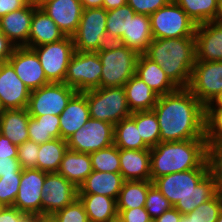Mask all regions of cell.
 <instances>
[{
    "label": "cell",
    "mask_w": 222,
    "mask_h": 222,
    "mask_svg": "<svg viewBox=\"0 0 222 222\" xmlns=\"http://www.w3.org/2000/svg\"><path fill=\"white\" fill-rule=\"evenodd\" d=\"M30 92L8 61L0 63V103L4 110L27 108Z\"/></svg>",
    "instance_id": "obj_18"
},
{
    "label": "cell",
    "mask_w": 222,
    "mask_h": 222,
    "mask_svg": "<svg viewBox=\"0 0 222 222\" xmlns=\"http://www.w3.org/2000/svg\"><path fill=\"white\" fill-rule=\"evenodd\" d=\"M22 222H36V216H27Z\"/></svg>",
    "instance_id": "obj_59"
},
{
    "label": "cell",
    "mask_w": 222,
    "mask_h": 222,
    "mask_svg": "<svg viewBox=\"0 0 222 222\" xmlns=\"http://www.w3.org/2000/svg\"><path fill=\"white\" fill-rule=\"evenodd\" d=\"M221 210L222 195L216 193L191 213L182 214L179 222H216Z\"/></svg>",
    "instance_id": "obj_38"
},
{
    "label": "cell",
    "mask_w": 222,
    "mask_h": 222,
    "mask_svg": "<svg viewBox=\"0 0 222 222\" xmlns=\"http://www.w3.org/2000/svg\"><path fill=\"white\" fill-rule=\"evenodd\" d=\"M15 48V45L0 31V63L8 61Z\"/></svg>",
    "instance_id": "obj_52"
},
{
    "label": "cell",
    "mask_w": 222,
    "mask_h": 222,
    "mask_svg": "<svg viewBox=\"0 0 222 222\" xmlns=\"http://www.w3.org/2000/svg\"><path fill=\"white\" fill-rule=\"evenodd\" d=\"M207 163L216 193L222 195V141L207 143Z\"/></svg>",
    "instance_id": "obj_40"
},
{
    "label": "cell",
    "mask_w": 222,
    "mask_h": 222,
    "mask_svg": "<svg viewBox=\"0 0 222 222\" xmlns=\"http://www.w3.org/2000/svg\"><path fill=\"white\" fill-rule=\"evenodd\" d=\"M8 62L30 90L49 84L36 52L29 47H16Z\"/></svg>",
    "instance_id": "obj_16"
},
{
    "label": "cell",
    "mask_w": 222,
    "mask_h": 222,
    "mask_svg": "<svg viewBox=\"0 0 222 222\" xmlns=\"http://www.w3.org/2000/svg\"><path fill=\"white\" fill-rule=\"evenodd\" d=\"M42 194V215H53L78 198V188L57 172L47 173Z\"/></svg>",
    "instance_id": "obj_15"
},
{
    "label": "cell",
    "mask_w": 222,
    "mask_h": 222,
    "mask_svg": "<svg viewBox=\"0 0 222 222\" xmlns=\"http://www.w3.org/2000/svg\"><path fill=\"white\" fill-rule=\"evenodd\" d=\"M106 19L107 10L103 7L83 10L78 29L72 36L76 51L98 52L109 43Z\"/></svg>",
    "instance_id": "obj_8"
},
{
    "label": "cell",
    "mask_w": 222,
    "mask_h": 222,
    "mask_svg": "<svg viewBox=\"0 0 222 222\" xmlns=\"http://www.w3.org/2000/svg\"><path fill=\"white\" fill-rule=\"evenodd\" d=\"M134 15L135 11L128 4L107 11L106 32L108 42H119L121 40V36L127 33L130 19Z\"/></svg>",
    "instance_id": "obj_36"
},
{
    "label": "cell",
    "mask_w": 222,
    "mask_h": 222,
    "mask_svg": "<svg viewBox=\"0 0 222 222\" xmlns=\"http://www.w3.org/2000/svg\"><path fill=\"white\" fill-rule=\"evenodd\" d=\"M139 53L119 42H109L98 51L102 64L100 87H121L136 72Z\"/></svg>",
    "instance_id": "obj_5"
},
{
    "label": "cell",
    "mask_w": 222,
    "mask_h": 222,
    "mask_svg": "<svg viewBox=\"0 0 222 222\" xmlns=\"http://www.w3.org/2000/svg\"><path fill=\"white\" fill-rule=\"evenodd\" d=\"M22 173L2 175L0 177V205L13 206L18 193Z\"/></svg>",
    "instance_id": "obj_43"
},
{
    "label": "cell",
    "mask_w": 222,
    "mask_h": 222,
    "mask_svg": "<svg viewBox=\"0 0 222 222\" xmlns=\"http://www.w3.org/2000/svg\"><path fill=\"white\" fill-rule=\"evenodd\" d=\"M153 185L151 180L125 181L117 199V209H133L145 206L148 189Z\"/></svg>",
    "instance_id": "obj_35"
},
{
    "label": "cell",
    "mask_w": 222,
    "mask_h": 222,
    "mask_svg": "<svg viewBox=\"0 0 222 222\" xmlns=\"http://www.w3.org/2000/svg\"><path fill=\"white\" fill-rule=\"evenodd\" d=\"M57 24L65 36H73L83 13L80 0H34Z\"/></svg>",
    "instance_id": "obj_17"
},
{
    "label": "cell",
    "mask_w": 222,
    "mask_h": 222,
    "mask_svg": "<svg viewBox=\"0 0 222 222\" xmlns=\"http://www.w3.org/2000/svg\"><path fill=\"white\" fill-rule=\"evenodd\" d=\"M41 63L49 82L64 83L67 67L75 52L73 38L66 36L55 43H47L32 48Z\"/></svg>",
    "instance_id": "obj_11"
},
{
    "label": "cell",
    "mask_w": 222,
    "mask_h": 222,
    "mask_svg": "<svg viewBox=\"0 0 222 222\" xmlns=\"http://www.w3.org/2000/svg\"><path fill=\"white\" fill-rule=\"evenodd\" d=\"M145 209L149 213L151 219L160 217L165 211L170 210L173 205L153 184L147 192Z\"/></svg>",
    "instance_id": "obj_42"
},
{
    "label": "cell",
    "mask_w": 222,
    "mask_h": 222,
    "mask_svg": "<svg viewBox=\"0 0 222 222\" xmlns=\"http://www.w3.org/2000/svg\"><path fill=\"white\" fill-rule=\"evenodd\" d=\"M92 171L89 154L68 149L64 153L57 173L65 177L75 187L79 188Z\"/></svg>",
    "instance_id": "obj_28"
},
{
    "label": "cell",
    "mask_w": 222,
    "mask_h": 222,
    "mask_svg": "<svg viewBox=\"0 0 222 222\" xmlns=\"http://www.w3.org/2000/svg\"><path fill=\"white\" fill-rule=\"evenodd\" d=\"M114 144L119 149L144 150L150 147L140 136L139 127L131 118L122 119L114 125Z\"/></svg>",
    "instance_id": "obj_33"
},
{
    "label": "cell",
    "mask_w": 222,
    "mask_h": 222,
    "mask_svg": "<svg viewBox=\"0 0 222 222\" xmlns=\"http://www.w3.org/2000/svg\"><path fill=\"white\" fill-rule=\"evenodd\" d=\"M160 127V142L205 139V106L187 89L158 96L152 109Z\"/></svg>",
    "instance_id": "obj_1"
},
{
    "label": "cell",
    "mask_w": 222,
    "mask_h": 222,
    "mask_svg": "<svg viewBox=\"0 0 222 222\" xmlns=\"http://www.w3.org/2000/svg\"><path fill=\"white\" fill-rule=\"evenodd\" d=\"M216 222H222V210L220 211Z\"/></svg>",
    "instance_id": "obj_61"
},
{
    "label": "cell",
    "mask_w": 222,
    "mask_h": 222,
    "mask_svg": "<svg viewBox=\"0 0 222 222\" xmlns=\"http://www.w3.org/2000/svg\"><path fill=\"white\" fill-rule=\"evenodd\" d=\"M171 0H127V4L135 13L150 16Z\"/></svg>",
    "instance_id": "obj_46"
},
{
    "label": "cell",
    "mask_w": 222,
    "mask_h": 222,
    "mask_svg": "<svg viewBox=\"0 0 222 222\" xmlns=\"http://www.w3.org/2000/svg\"><path fill=\"white\" fill-rule=\"evenodd\" d=\"M31 0H0V18L25 7Z\"/></svg>",
    "instance_id": "obj_51"
},
{
    "label": "cell",
    "mask_w": 222,
    "mask_h": 222,
    "mask_svg": "<svg viewBox=\"0 0 222 222\" xmlns=\"http://www.w3.org/2000/svg\"><path fill=\"white\" fill-rule=\"evenodd\" d=\"M77 91L64 83L50 82L30 92L27 111L30 116L60 115Z\"/></svg>",
    "instance_id": "obj_10"
},
{
    "label": "cell",
    "mask_w": 222,
    "mask_h": 222,
    "mask_svg": "<svg viewBox=\"0 0 222 222\" xmlns=\"http://www.w3.org/2000/svg\"><path fill=\"white\" fill-rule=\"evenodd\" d=\"M27 215L13 206H3L0 209V222H22Z\"/></svg>",
    "instance_id": "obj_48"
},
{
    "label": "cell",
    "mask_w": 222,
    "mask_h": 222,
    "mask_svg": "<svg viewBox=\"0 0 222 222\" xmlns=\"http://www.w3.org/2000/svg\"><path fill=\"white\" fill-rule=\"evenodd\" d=\"M151 181L163 175L209 168L206 139L160 142L150 148Z\"/></svg>",
    "instance_id": "obj_3"
},
{
    "label": "cell",
    "mask_w": 222,
    "mask_h": 222,
    "mask_svg": "<svg viewBox=\"0 0 222 222\" xmlns=\"http://www.w3.org/2000/svg\"><path fill=\"white\" fill-rule=\"evenodd\" d=\"M107 222H124L123 219L117 214L114 218L109 219Z\"/></svg>",
    "instance_id": "obj_58"
},
{
    "label": "cell",
    "mask_w": 222,
    "mask_h": 222,
    "mask_svg": "<svg viewBox=\"0 0 222 222\" xmlns=\"http://www.w3.org/2000/svg\"><path fill=\"white\" fill-rule=\"evenodd\" d=\"M80 2L84 9L103 7V0H80Z\"/></svg>",
    "instance_id": "obj_55"
},
{
    "label": "cell",
    "mask_w": 222,
    "mask_h": 222,
    "mask_svg": "<svg viewBox=\"0 0 222 222\" xmlns=\"http://www.w3.org/2000/svg\"><path fill=\"white\" fill-rule=\"evenodd\" d=\"M67 150V140L61 138L40 144L37 168L47 173L58 172L64 153Z\"/></svg>",
    "instance_id": "obj_34"
},
{
    "label": "cell",
    "mask_w": 222,
    "mask_h": 222,
    "mask_svg": "<svg viewBox=\"0 0 222 222\" xmlns=\"http://www.w3.org/2000/svg\"><path fill=\"white\" fill-rule=\"evenodd\" d=\"M59 117L61 139L67 140L90 119L86 97L81 92H77Z\"/></svg>",
    "instance_id": "obj_23"
},
{
    "label": "cell",
    "mask_w": 222,
    "mask_h": 222,
    "mask_svg": "<svg viewBox=\"0 0 222 222\" xmlns=\"http://www.w3.org/2000/svg\"><path fill=\"white\" fill-rule=\"evenodd\" d=\"M47 172L38 168L22 170L20 185L13 207L27 216L42 215V187Z\"/></svg>",
    "instance_id": "obj_14"
},
{
    "label": "cell",
    "mask_w": 222,
    "mask_h": 222,
    "mask_svg": "<svg viewBox=\"0 0 222 222\" xmlns=\"http://www.w3.org/2000/svg\"><path fill=\"white\" fill-rule=\"evenodd\" d=\"M56 222H89L83 203L76 198L64 209L58 210L53 215Z\"/></svg>",
    "instance_id": "obj_44"
},
{
    "label": "cell",
    "mask_w": 222,
    "mask_h": 222,
    "mask_svg": "<svg viewBox=\"0 0 222 222\" xmlns=\"http://www.w3.org/2000/svg\"><path fill=\"white\" fill-rule=\"evenodd\" d=\"M40 144L27 140L18 146V161L22 169L37 168L38 151Z\"/></svg>",
    "instance_id": "obj_45"
},
{
    "label": "cell",
    "mask_w": 222,
    "mask_h": 222,
    "mask_svg": "<svg viewBox=\"0 0 222 222\" xmlns=\"http://www.w3.org/2000/svg\"><path fill=\"white\" fill-rule=\"evenodd\" d=\"M88 102L90 118L113 125L131 116L124 87H99L81 92Z\"/></svg>",
    "instance_id": "obj_6"
},
{
    "label": "cell",
    "mask_w": 222,
    "mask_h": 222,
    "mask_svg": "<svg viewBox=\"0 0 222 222\" xmlns=\"http://www.w3.org/2000/svg\"><path fill=\"white\" fill-rule=\"evenodd\" d=\"M125 180L121 173L92 171L78 188V194H99L116 201Z\"/></svg>",
    "instance_id": "obj_24"
},
{
    "label": "cell",
    "mask_w": 222,
    "mask_h": 222,
    "mask_svg": "<svg viewBox=\"0 0 222 222\" xmlns=\"http://www.w3.org/2000/svg\"><path fill=\"white\" fill-rule=\"evenodd\" d=\"M130 117L136 122L140 136L150 148L160 143V127L153 110L133 112Z\"/></svg>",
    "instance_id": "obj_37"
},
{
    "label": "cell",
    "mask_w": 222,
    "mask_h": 222,
    "mask_svg": "<svg viewBox=\"0 0 222 222\" xmlns=\"http://www.w3.org/2000/svg\"><path fill=\"white\" fill-rule=\"evenodd\" d=\"M127 4V0H103V8L107 11Z\"/></svg>",
    "instance_id": "obj_54"
},
{
    "label": "cell",
    "mask_w": 222,
    "mask_h": 222,
    "mask_svg": "<svg viewBox=\"0 0 222 222\" xmlns=\"http://www.w3.org/2000/svg\"><path fill=\"white\" fill-rule=\"evenodd\" d=\"M36 222H56L52 215L36 216Z\"/></svg>",
    "instance_id": "obj_57"
},
{
    "label": "cell",
    "mask_w": 222,
    "mask_h": 222,
    "mask_svg": "<svg viewBox=\"0 0 222 222\" xmlns=\"http://www.w3.org/2000/svg\"><path fill=\"white\" fill-rule=\"evenodd\" d=\"M196 61H222V24L218 21L197 25Z\"/></svg>",
    "instance_id": "obj_20"
},
{
    "label": "cell",
    "mask_w": 222,
    "mask_h": 222,
    "mask_svg": "<svg viewBox=\"0 0 222 222\" xmlns=\"http://www.w3.org/2000/svg\"><path fill=\"white\" fill-rule=\"evenodd\" d=\"M3 111H4V109H3V107H2V105H1V103H0V117H1V115L3 114Z\"/></svg>",
    "instance_id": "obj_62"
},
{
    "label": "cell",
    "mask_w": 222,
    "mask_h": 222,
    "mask_svg": "<svg viewBox=\"0 0 222 222\" xmlns=\"http://www.w3.org/2000/svg\"><path fill=\"white\" fill-rule=\"evenodd\" d=\"M83 203L89 222H107L117 213V202L114 198L99 194H78Z\"/></svg>",
    "instance_id": "obj_30"
},
{
    "label": "cell",
    "mask_w": 222,
    "mask_h": 222,
    "mask_svg": "<svg viewBox=\"0 0 222 222\" xmlns=\"http://www.w3.org/2000/svg\"><path fill=\"white\" fill-rule=\"evenodd\" d=\"M187 89L206 107L222 90V61H196Z\"/></svg>",
    "instance_id": "obj_13"
},
{
    "label": "cell",
    "mask_w": 222,
    "mask_h": 222,
    "mask_svg": "<svg viewBox=\"0 0 222 222\" xmlns=\"http://www.w3.org/2000/svg\"><path fill=\"white\" fill-rule=\"evenodd\" d=\"M196 25L217 21L221 0H173Z\"/></svg>",
    "instance_id": "obj_32"
},
{
    "label": "cell",
    "mask_w": 222,
    "mask_h": 222,
    "mask_svg": "<svg viewBox=\"0 0 222 222\" xmlns=\"http://www.w3.org/2000/svg\"><path fill=\"white\" fill-rule=\"evenodd\" d=\"M130 111H149L156 105L158 95L138 76L133 75L123 86Z\"/></svg>",
    "instance_id": "obj_29"
},
{
    "label": "cell",
    "mask_w": 222,
    "mask_h": 222,
    "mask_svg": "<svg viewBox=\"0 0 222 222\" xmlns=\"http://www.w3.org/2000/svg\"><path fill=\"white\" fill-rule=\"evenodd\" d=\"M153 39L194 37L197 25L173 0L150 15Z\"/></svg>",
    "instance_id": "obj_7"
},
{
    "label": "cell",
    "mask_w": 222,
    "mask_h": 222,
    "mask_svg": "<svg viewBox=\"0 0 222 222\" xmlns=\"http://www.w3.org/2000/svg\"><path fill=\"white\" fill-rule=\"evenodd\" d=\"M113 135V124L90 118L67 139V146L69 150L90 154L113 145Z\"/></svg>",
    "instance_id": "obj_12"
},
{
    "label": "cell",
    "mask_w": 222,
    "mask_h": 222,
    "mask_svg": "<svg viewBox=\"0 0 222 222\" xmlns=\"http://www.w3.org/2000/svg\"><path fill=\"white\" fill-rule=\"evenodd\" d=\"M135 75L143 80L158 96L170 94L179 88L168 78L164 70L145 54L138 57Z\"/></svg>",
    "instance_id": "obj_22"
},
{
    "label": "cell",
    "mask_w": 222,
    "mask_h": 222,
    "mask_svg": "<svg viewBox=\"0 0 222 222\" xmlns=\"http://www.w3.org/2000/svg\"><path fill=\"white\" fill-rule=\"evenodd\" d=\"M205 108H222V90L218 92Z\"/></svg>",
    "instance_id": "obj_56"
},
{
    "label": "cell",
    "mask_w": 222,
    "mask_h": 222,
    "mask_svg": "<svg viewBox=\"0 0 222 222\" xmlns=\"http://www.w3.org/2000/svg\"><path fill=\"white\" fill-rule=\"evenodd\" d=\"M58 115L30 116L28 122L29 140L43 144L61 138Z\"/></svg>",
    "instance_id": "obj_31"
},
{
    "label": "cell",
    "mask_w": 222,
    "mask_h": 222,
    "mask_svg": "<svg viewBox=\"0 0 222 222\" xmlns=\"http://www.w3.org/2000/svg\"><path fill=\"white\" fill-rule=\"evenodd\" d=\"M217 21L220 22V23L222 24V0H221L220 15H219V18H218Z\"/></svg>",
    "instance_id": "obj_60"
},
{
    "label": "cell",
    "mask_w": 222,
    "mask_h": 222,
    "mask_svg": "<svg viewBox=\"0 0 222 222\" xmlns=\"http://www.w3.org/2000/svg\"><path fill=\"white\" fill-rule=\"evenodd\" d=\"M38 5L31 0L25 7L0 18V31L15 45L28 47V37L34 10Z\"/></svg>",
    "instance_id": "obj_19"
},
{
    "label": "cell",
    "mask_w": 222,
    "mask_h": 222,
    "mask_svg": "<svg viewBox=\"0 0 222 222\" xmlns=\"http://www.w3.org/2000/svg\"><path fill=\"white\" fill-rule=\"evenodd\" d=\"M89 155L93 171L120 173L119 148L115 144Z\"/></svg>",
    "instance_id": "obj_39"
},
{
    "label": "cell",
    "mask_w": 222,
    "mask_h": 222,
    "mask_svg": "<svg viewBox=\"0 0 222 222\" xmlns=\"http://www.w3.org/2000/svg\"><path fill=\"white\" fill-rule=\"evenodd\" d=\"M205 139L207 143L222 141V108H205Z\"/></svg>",
    "instance_id": "obj_41"
},
{
    "label": "cell",
    "mask_w": 222,
    "mask_h": 222,
    "mask_svg": "<svg viewBox=\"0 0 222 222\" xmlns=\"http://www.w3.org/2000/svg\"><path fill=\"white\" fill-rule=\"evenodd\" d=\"M119 160L125 181L151 180L150 149H119Z\"/></svg>",
    "instance_id": "obj_21"
},
{
    "label": "cell",
    "mask_w": 222,
    "mask_h": 222,
    "mask_svg": "<svg viewBox=\"0 0 222 222\" xmlns=\"http://www.w3.org/2000/svg\"><path fill=\"white\" fill-rule=\"evenodd\" d=\"M17 158L18 146L13 144L11 140L0 134V158Z\"/></svg>",
    "instance_id": "obj_50"
},
{
    "label": "cell",
    "mask_w": 222,
    "mask_h": 222,
    "mask_svg": "<svg viewBox=\"0 0 222 222\" xmlns=\"http://www.w3.org/2000/svg\"><path fill=\"white\" fill-rule=\"evenodd\" d=\"M27 108L4 110L0 117V134L17 146L29 140Z\"/></svg>",
    "instance_id": "obj_27"
},
{
    "label": "cell",
    "mask_w": 222,
    "mask_h": 222,
    "mask_svg": "<svg viewBox=\"0 0 222 222\" xmlns=\"http://www.w3.org/2000/svg\"><path fill=\"white\" fill-rule=\"evenodd\" d=\"M102 64L98 52H79L72 55L64 84L77 92H84L100 87Z\"/></svg>",
    "instance_id": "obj_9"
},
{
    "label": "cell",
    "mask_w": 222,
    "mask_h": 222,
    "mask_svg": "<svg viewBox=\"0 0 222 222\" xmlns=\"http://www.w3.org/2000/svg\"><path fill=\"white\" fill-rule=\"evenodd\" d=\"M117 213L124 222H149L151 217L145 207L133 209H117Z\"/></svg>",
    "instance_id": "obj_47"
},
{
    "label": "cell",
    "mask_w": 222,
    "mask_h": 222,
    "mask_svg": "<svg viewBox=\"0 0 222 222\" xmlns=\"http://www.w3.org/2000/svg\"><path fill=\"white\" fill-rule=\"evenodd\" d=\"M178 87L187 88L196 62L195 38L153 39L144 53Z\"/></svg>",
    "instance_id": "obj_4"
},
{
    "label": "cell",
    "mask_w": 222,
    "mask_h": 222,
    "mask_svg": "<svg viewBox=\"0 0 222 222\" xmlns=\"http://www.w3.org/2000/svg\"><path fill=\"white\" fill-rule=\"evenodd\" d=\"M153 40L150 16L135 13L130 19L127 33L121 36L119 43L144 54Z\"/></svg>",
    "instance_id": "obj_26"
},
{
    "label": "cell",
    "mask_w": 222,
    "mask_h": 222,
    "mask_svg": "<svg viewBox=\"0 0 222 222\" xmlns=\"http://www.w3.org/2000/svg\"><path fill=\"white\" fill-rule=\"evenodd\" d=\"M66 36L57 24L39 6L34 10L28 47L33 48L47 43H55Z\"/></svg>",
    "instance_id": "obj_25"
},
{
    "label": "cell",
    "mask_w": 222,
    "mask_h": 222,
    "mask_svg": "<svg viewBox=\"0 0 222 222\" xmlns=\"http://www.w3.org/2000/svg\"><path fill=\"white\" fill-rule=\"evenodd\" d=\"M181 215L182 214L176 208L172 207L154 220L155 222H179Z\"/></svg>",
    "instance_id": "obj_53"
},
{
    "label": "cell",
    "mask_w": 222,
    "mask_h": 222,
    "mask_svg": "<svg viewBox=\"0 0 222 222\" xmlns=\"http://www.w3.org/2000/svg\"><path fill=\"white\" fill-rule=\"evenodd\" d=\"M22 167L17 158H0V177L13 173H22Z\"/></svg>",
    "instance_id": "obj_49"
},
{
    "label": "cell",
    "mask_w": 222,
    "mask_h": 222,
    "mask_svg": "<svg viewBox=\"0 0 222 222\" xmlns=\"http://www.w3.org/2000/svg\"><path fill=\"white\" fill-rule=\"evenodd\" d=\"M153 184L181 214L194 211L215 194L209 168H195L156 178Z\"/></svg>",
    "instance_id": "obj_2"
}]
</instances>
